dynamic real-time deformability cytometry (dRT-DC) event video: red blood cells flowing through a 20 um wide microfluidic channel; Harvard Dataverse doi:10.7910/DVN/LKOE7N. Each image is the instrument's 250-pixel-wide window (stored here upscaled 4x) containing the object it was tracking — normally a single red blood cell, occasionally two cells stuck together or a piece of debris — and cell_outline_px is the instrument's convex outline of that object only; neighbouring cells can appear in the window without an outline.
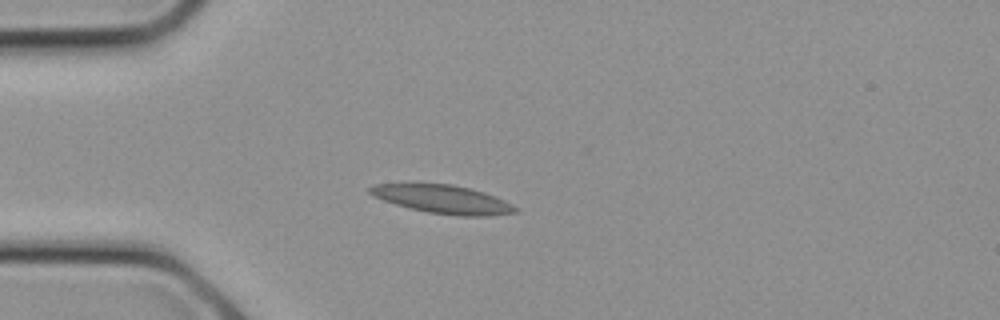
{"species": "common noctule bat (a hibernating species)", "species_latin": "Nyctalus noctula", "temperature_condition": "cold", "stored_images_in_passage": 11, "camera_frame_rate_fps": 3000, "um_per_image_px": 0.085, "animal": {"sex": "female", "body_mass_g": 21.9}, "frame": {"image": 1, "passage_image": 7, "time_ms": 2.0, "image_size_px": [1000, 320], "cell_outline_px": [[520, 208], [516, 212], [488, 216], [460, 216], [428, 212], [396, 204], [372, 196], [368, 192], [368, 188], [372, 184], [452, 184], [484, 192], [496, 196]], "centroid_in_image_um": [37.66, 16.94], "position_along_channel_um": 47.3, "area_um2": 23.87}}
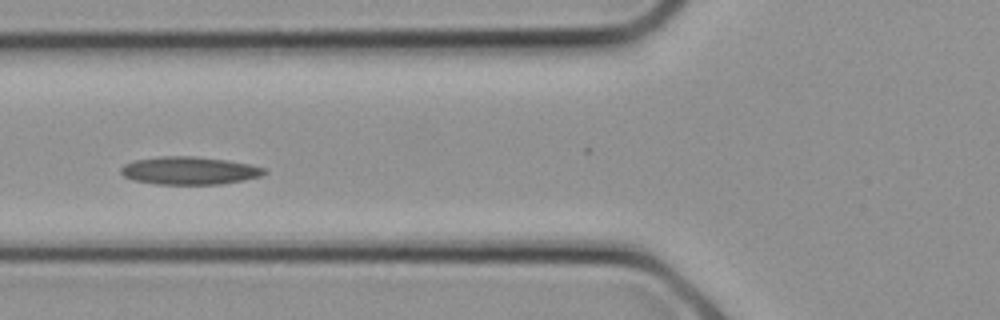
{"frame": {"image": 2, "passage_image": 10, "time_ms": 3.0, "image_size_px": [1000, 320], "cell_outline_px": [[268, 172], [260, 176], [244, 180], [220, 184], [156, 184], [132, 180], [124, 176], [120, 172], [120, 168], [124, 164], [136, 160], [164, 156], [192, 156], [228, 160], [248, 164], [264, 168]], "centroid_in_image_um": [16.08, 14.5], "position_along_channel_um": 109.7, "area_um2": 23.18}}